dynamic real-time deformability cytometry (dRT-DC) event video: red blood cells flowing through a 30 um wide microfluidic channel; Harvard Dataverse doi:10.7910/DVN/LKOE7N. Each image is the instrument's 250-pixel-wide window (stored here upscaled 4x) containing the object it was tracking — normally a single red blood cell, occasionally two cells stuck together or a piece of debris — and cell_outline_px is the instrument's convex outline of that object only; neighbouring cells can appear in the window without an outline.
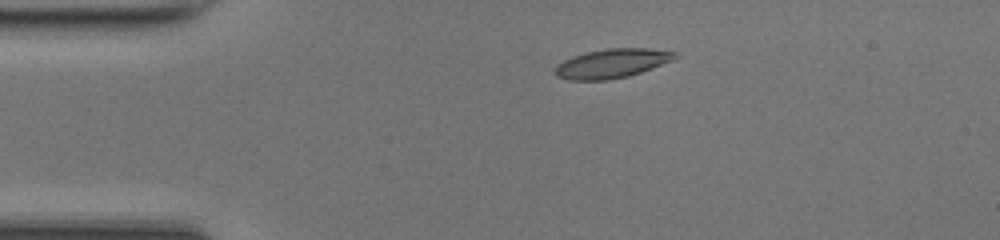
{"species": "common noctule bat (a hibernating species)", "species_latin": "Nyctalus noctula", "temperature_condition": "room temperature", "stored_images_in_passage": 34, "camera_frame_rate_fps": 3000, "um_per_image_px": 0.085, "animal": {"sex": "female", "body_mass_g": 17.0, "forearm_length_mm": 48.0}, "frame": {"image": 1, "passage_image": 1, "time_ms": 0.0, "image_size_px": [1000, 240], "cell_outline_px": [[680, 56], [672, 60], [652, 68], [628, 76], [608, 80], [568, 80], [556, 76], [552, 72], [556, 64], [572, 56], [588, 52], [608, 48], [648, 48], [676, 52]], "centroid_in_image_um": [51.98, 5.39], "position_along_channel_um": 33.0, "area_um2": 20.46}}
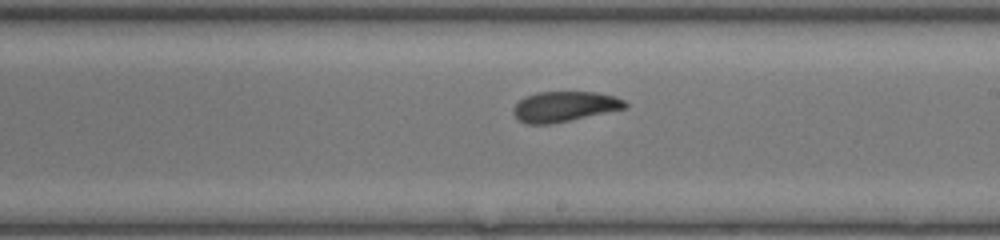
{"frame": {"image": 2, "passage_image": 19, "time_ms": 6.0, "image_size_px": [1000, 240], "cell_outline_px": [[628, 108], [548, 124], [524, 124], [516, 120], [512, 112], [512, 108], [520, 100], [536, 92], [596, 92], [616, 96], [624, 100], [628, 104]], "centroid_in_image_um": [47.97, 9.06], "position_along_channel_um": 241.0, "area_um2": 19.77}}
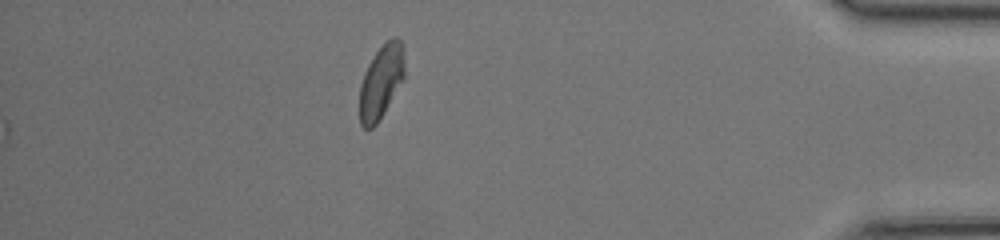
{"frame": {"image": 3, "passage_image": 34, "time_ms": 11.0, "image_size_px": [1000, 240], "cell_outline_px": [[404, 80], [384, 112], [376, 124], [372, 128], [364, 128], [360, 124], [360, 84], [364, 72], [368, 64], [376, 52], [392, 36], [396, 36], [400, 40], [404, 52]], "centroid_in_image_um": [32.41, 6.94], "position_along_channel_um": 402.8, "area_um2": 19.25}, "authors_computed_cell_mechanics": {"area_um2": 20.2011, "velocity_mm_per_s": 4.2121, "shape_relaxation_time_tau1_ms": 3.175, "shape_relaxation_time_tau2_ms": 2.4924, "deformation_change_tau1": 0.1418, "deformation_change_tau2": 0.0965}}